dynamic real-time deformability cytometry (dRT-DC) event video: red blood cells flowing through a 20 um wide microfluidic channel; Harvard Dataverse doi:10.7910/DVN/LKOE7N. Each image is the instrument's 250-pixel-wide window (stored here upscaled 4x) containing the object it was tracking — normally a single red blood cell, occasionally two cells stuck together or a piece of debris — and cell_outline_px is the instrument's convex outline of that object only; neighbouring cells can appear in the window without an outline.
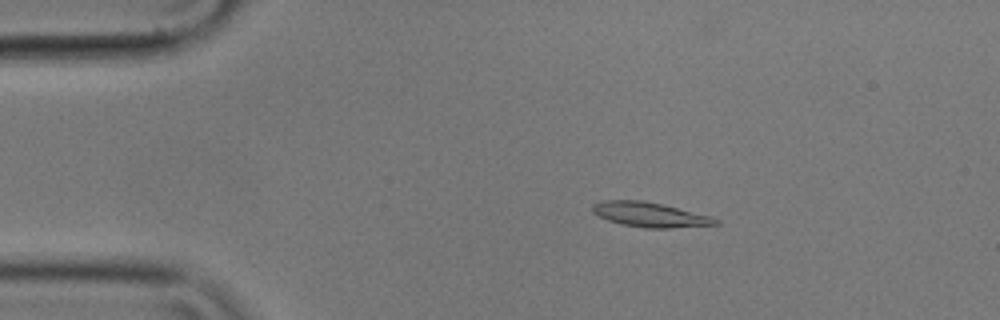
{"species": "common noctule bat (a hibernating species)", "species_latin": "Nyctalus noctula", "temperature_condition": "cold", "stored_images_in_passage": 47, "camera_frame_rate_fps": 3000, "um_per_image_px": 0.085, "animal": {"sex": "male", "body_mass_g": 17.9}, "frame": {"image": 1, "passage_image": 1, "time_ms": 0.0, "image_size_px": [1000, 320], "cell_outline_px": [[720, 224], [672, 228], [644, 228], [620, 224], [608, 220], [592, 212], [592, 204], [600, 200], [644, 200], [712, 216], [720, 220]], "centroid_in_image_um": [55.24, 18.24], "position_along_channel_um": 29.8, "area_um2": 17.86}}
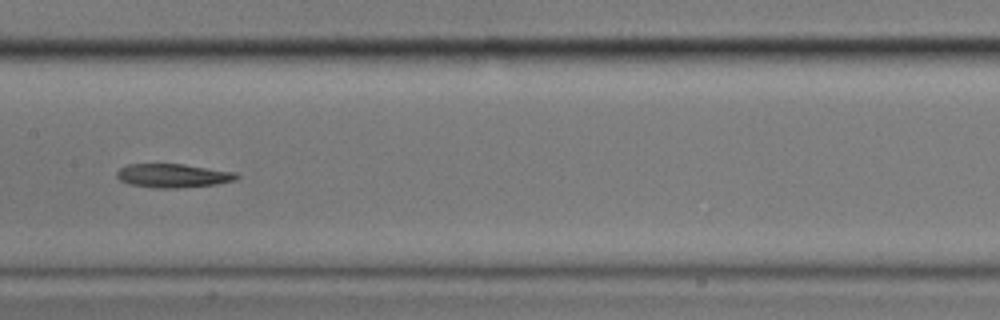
{"frame": {"image": 2, "passage_image": 19, "time_ms": 6.0, "image_size_px": [1000, 320], "cell_outline_px": [[240, 176], [236, 180], [216, 184], [180, 188], [156, 188], [128, 184], [120, 180], [116, 176], [116, 172], [120, 168], [128, 164], [184, 164], [236, 172]], "centroid_in_image_um": [14.71, 14.93], "position_along_channel_um": 192.7, "area_um2": 16.7}}
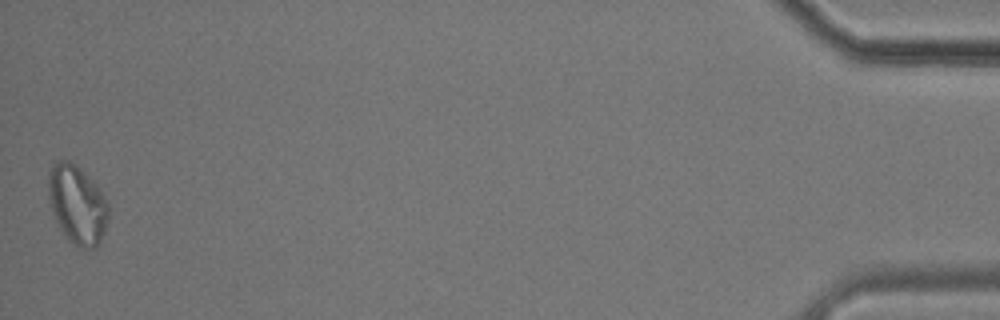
{"frame": {"image": 3, "passage_image": 47, "time_ms": 15.333, "image_size_px": [1000, 320], "cell_outline_px": [[108, 216], [104, 232], [96, 248], [80, 248], [72, 244], [68, 240], [60, 228], [52, 212], [48, 200], [48, 172], [52, 164], [56, 160], [68, 160], [80, 168], [100, 188], [108, 204]], "centroid_in_image_um": [6.54, 17.37], "position_along_channel_um": 428.7, "area_um2": 27.74}}